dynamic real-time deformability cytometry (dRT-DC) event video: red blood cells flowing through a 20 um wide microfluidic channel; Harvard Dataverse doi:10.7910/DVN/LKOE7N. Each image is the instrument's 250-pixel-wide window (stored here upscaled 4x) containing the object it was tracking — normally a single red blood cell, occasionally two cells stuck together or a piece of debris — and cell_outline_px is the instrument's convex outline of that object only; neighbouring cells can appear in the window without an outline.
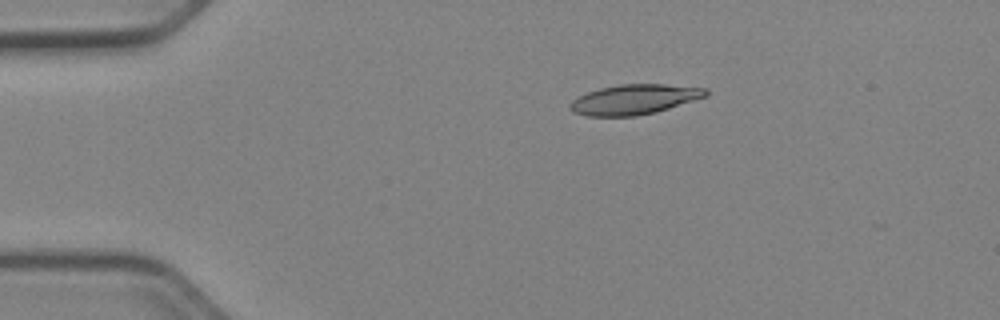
{"species": "Egyptian fruit bat (a non-hibernating species)", "species_latin": "Rousettus aegyptiacus", "temperature_condition": "cold", "stored_images_in_passage": 41, "camera_frame_rate_fps": 3000, "um_per_image_px": 0.085, "animal": {"sex": "female"}, "frame": {"image": 1, "passage_image": 1, "time_ms": 0.0, "image_size_px": [1000, 320], "cell_outline_px": [[708, 96], [656, 112], [636, 116], [588, 116], [572, 112], [568, 108], [568, 104], [576, 96], [600, 88], [620, 84], [664, 84], [708, 88]], "centroid_in_image_um": [53.89, 8.45], "position_along_channel_um": 31.1, "area_um2": 23.93}}
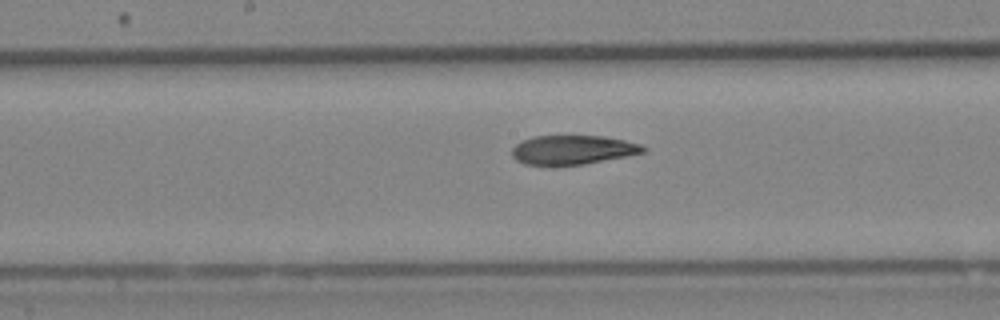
{"frame": {"image": 2, "passage_image": 18, "time_ms": 5.667, "image_size_px": [1000, 320], "cell_outline_px": [[648, 148], [644, 152], [628, 156], [584, 164], [524, 164], [516, 160], [512, 156], [512, 148], [520, 140], [532, 136], [604, 136], [624, 140], [640, 144]], "centroid_in_image_um": [48.68, 12.72], "position_along_channel_um": 199.5, "area_um2": 22.2}}
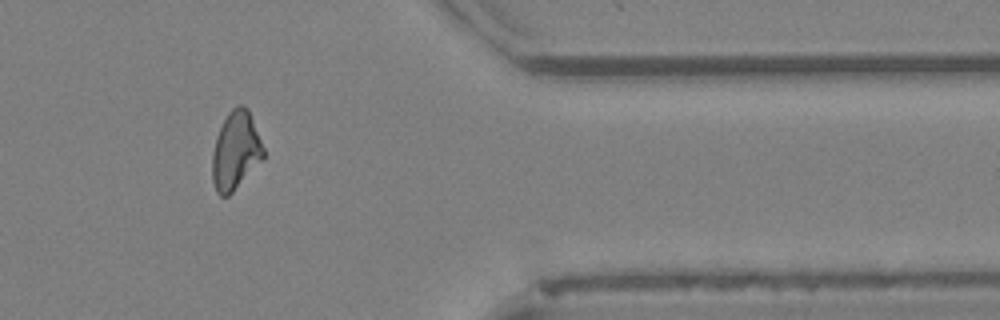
{"frame": {"image": 3, "passage_image": 34, "time_ms": 11.0, "image_size_px": [1000, 320], "cell_outline_px": [[264, 156], [232, 192], [228, 196], [220, 196], [216, 192], [212, 180], [212, 152], [216, 136], [228, 112], [236, 104], [244, 104], [248, 108], [264, 148]], "centroid_in_image_um": [20.0, 12.78], "position_along_channel_um": 391.4, "area_um2": 23.12}, "authors_computed_cell_mechanics": {"area_um2": 23.3512, "velocity_mm_per_s": 3.9528, "shape_relaxation_time_tau1_ms": 11.0677, "shape_relaxation_time_tau2_ms": 4.5532, "deformation_change_tau1": 0.252, "deformation_change_tau2": 0.107}}